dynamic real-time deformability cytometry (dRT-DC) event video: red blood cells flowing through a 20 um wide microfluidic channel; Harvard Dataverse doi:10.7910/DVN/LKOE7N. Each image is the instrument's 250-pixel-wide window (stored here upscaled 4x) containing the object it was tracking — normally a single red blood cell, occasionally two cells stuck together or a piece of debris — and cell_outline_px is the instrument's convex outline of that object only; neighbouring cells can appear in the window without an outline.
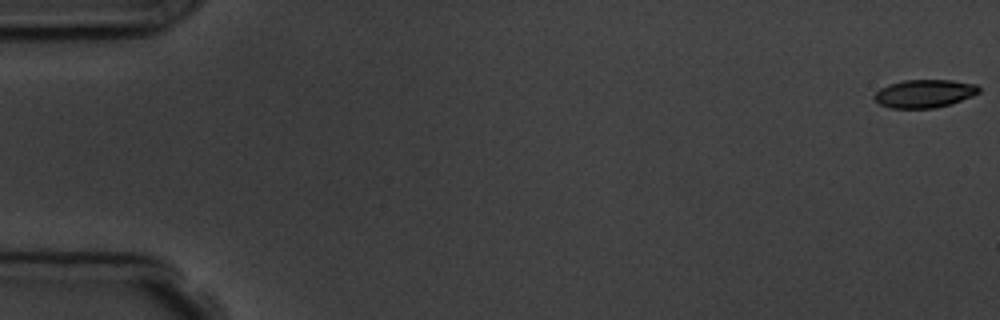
{"species": "common noctule bat (a hibernating species)", "species_latin": "Nyctalus noctula", "temperature_condition": "room temperature", "stored_images_in_passage": 5, "camera_frame_rate_fps": 3000, "um_per_image_px": 0.085, "animal": {"sex": "male", "body_mass_g": 19.5, "forearm_length_mm": 54.6}, "frame": {"image": 1, "passage_image": 1, "time_ms": 0.0, "image_size_px": [1000, 320], "cell_outline_px": [[980, 92], [972, 96], [952, 104], [936, 108], [892, 108], [880, 104], [872, 96], [880, 88], [888, 84], [904, 80], [952, 80], [976, 84], [980, 88]], "centroid_in_image_um": [78.59, 7.95], "position_along_channel_um": 6.4, "area_um2": 17.22}}
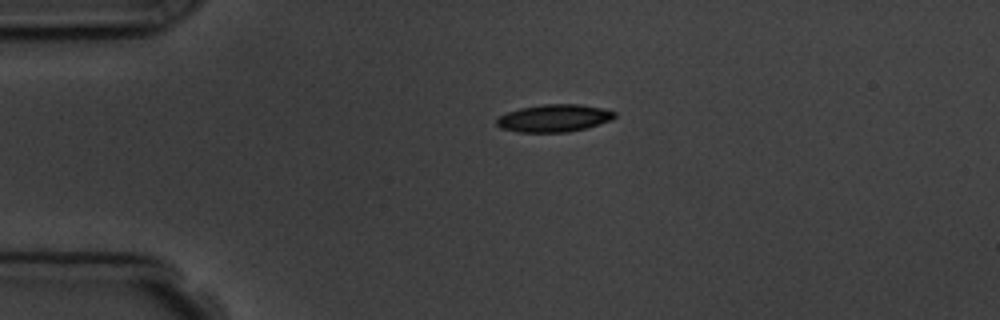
{"frame": {"image": 2, "passage_image": 4, "time_ms": 4.0, "image_size_px": [1000, 320], "cell_outline_px": [[616, 116], [612, 120], [584, 128], [568, 132], [516, 132], [500, 128], [496, 124], [496, 116], [520, 108], [544, 104], [580, 104], [604, 108], [616, 112]], "centroid_in_image_um": [47.07, 10.04], "position_along_channel_um": 37.9, "area_um2": 19.02}}